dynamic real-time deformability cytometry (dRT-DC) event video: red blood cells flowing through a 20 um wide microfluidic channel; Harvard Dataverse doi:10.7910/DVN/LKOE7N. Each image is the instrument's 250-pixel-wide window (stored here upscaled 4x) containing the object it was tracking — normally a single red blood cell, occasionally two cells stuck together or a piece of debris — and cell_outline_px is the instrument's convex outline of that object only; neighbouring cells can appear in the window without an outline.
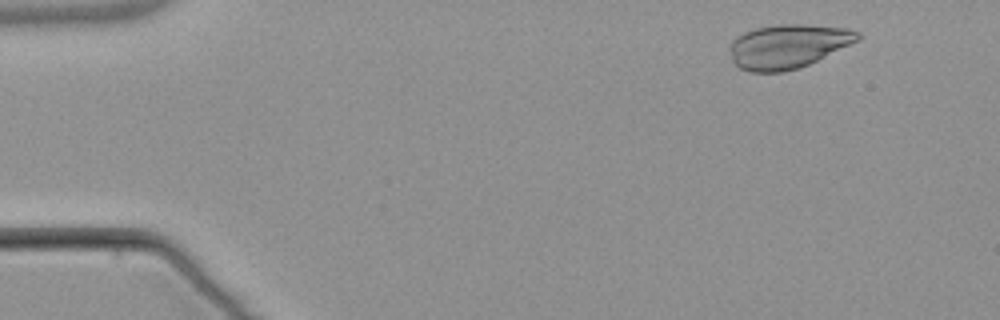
{"species": "common noctule bat (a hibernating species)", "species_latin": "Nyctalus noctula", "temperature_condition": "warm", "stored_images_in_passage": 5, "camera_frame_rate_fps": 3000, "um_per_image_px": 0.085, "animal": {"sex": "male", "body_mass_g": 21.5, "forearm_length_mm": 52.0}, "frame": {"image": 1, "passage_image": 2, "time_ms": 1.0, "image_size_px": [1000, 320], "cell_outline_px": [[860, 40], [800, 68], [784, 72], [748, 72], [740, 68], [732, 60], [728, 48], [732, 40], [736, 36], [744, 32], [756, 28], [780, 24], [808, 24], [848, 28], [860, 32]], "centroid_in_image_um": [66.97, 3.93], "position_along_channel_um": 18.0, "area_um2": 33.12}}